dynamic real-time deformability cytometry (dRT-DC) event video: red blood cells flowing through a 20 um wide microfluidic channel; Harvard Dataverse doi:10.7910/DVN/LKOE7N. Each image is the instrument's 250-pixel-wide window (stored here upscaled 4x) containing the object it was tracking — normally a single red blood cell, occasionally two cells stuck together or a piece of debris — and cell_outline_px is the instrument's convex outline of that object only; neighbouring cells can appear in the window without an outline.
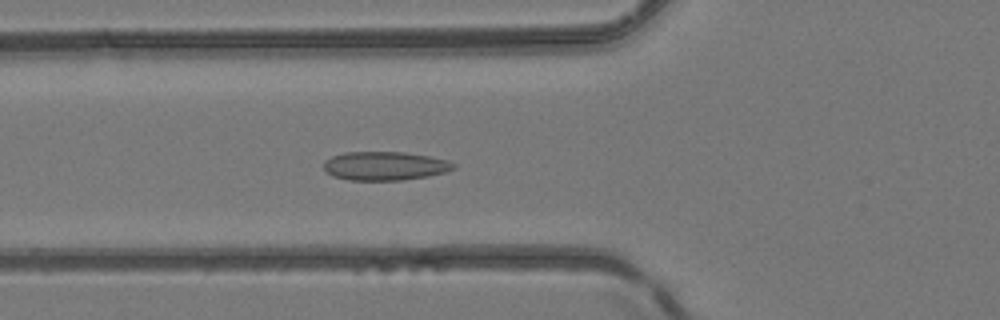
{"species": "common noctule bat (a hibernating species)", "species_latin": "Nyctalus noctula", "temperature_condition": "room temperature", "stored_images_in_passage": 35, "camera_frame_rate_fps": 3000, "um_per_image_px": 0.085, "animal": {"sex": "female", "body_mass_g": 24.6, "forearm_length_mm": 56.2}, "frame": {"image": 1, "passage_image": 8, "time_ms": 2.333, "image_size_px": [1000, 320], "cell_outline_px": [[456, 168], [444, 172], [428, 176], [400, 180], [348, 180], [332, 176], [324, 172], [324, 160], [332, 156], [344, 152], [404, 152], [428, 156], [448, 160], [456, 164]], "centroid_in_image_um": [32.68, 14.1], "position_along_channel_um": 93.1, "area_um2": 21.85}}
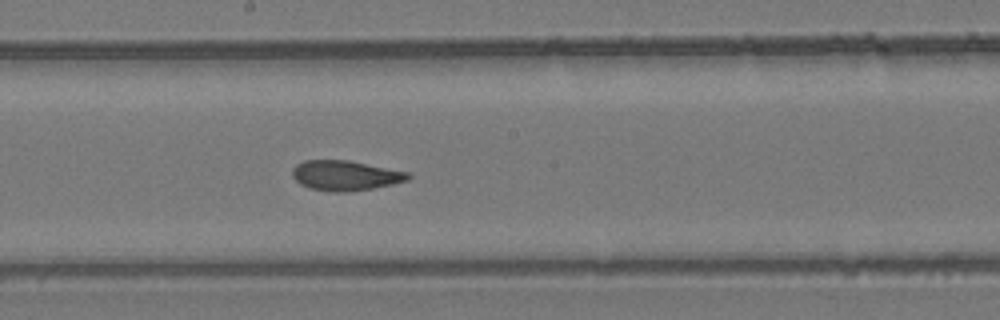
{"frame": {"image": 2, "passage_image": 17, "time_ms": 5.333, "image_size_px": [1000, 320], "cell_outline_px": [[412, 176], [408, 180], [392, 184], [372, 188], [344, 192], [332, 192], [308, 188], [300, 184], [292, 176], [292, 168], [296, 164], [304, 160], [348, 160], [408, 172]], "centroid_in_image_um": [29.32, 14.91], "position_along_channel_um": 218.9, "area_um2": 20.23}}
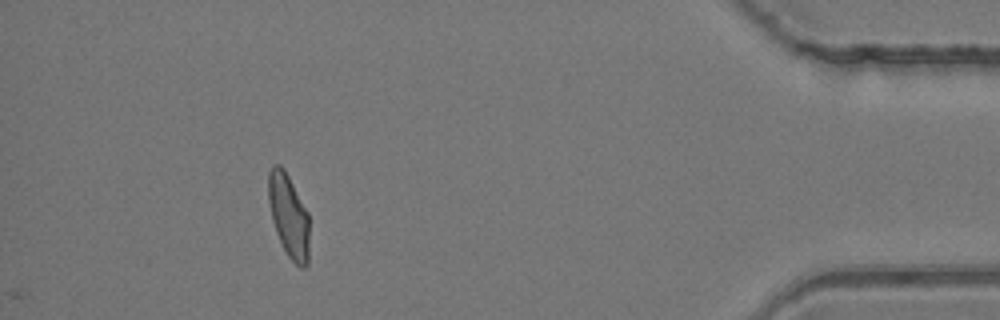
{"frame": {"image": 3, "passage_image": 35, "time_ms": 11.333, "image_size_px": [1000, 320], "cell_outline_px": [[308, 264], [304, 268], [300, 268], [288, 256], [276, 232], [272, 220], [268, 200], [268, 172], [272, 164], [280, 164], [284, 168], [308, 212]], "centroid_in_image_um": [24.52, 18.3], "position_along_channel_um": 410.7, "area_um2": 19.83}, "authors_computed_cell_mechanics": {"area_um2": 20.3456, "velocity_mm_per_s": 4.1648, "shape_relaxation_time_tau1_ms": null, "shape_relaxation_time_tau2_ms": 1.7411, "deformation_change_tau1": null, "deformation_change_tau2": 0.0701}}